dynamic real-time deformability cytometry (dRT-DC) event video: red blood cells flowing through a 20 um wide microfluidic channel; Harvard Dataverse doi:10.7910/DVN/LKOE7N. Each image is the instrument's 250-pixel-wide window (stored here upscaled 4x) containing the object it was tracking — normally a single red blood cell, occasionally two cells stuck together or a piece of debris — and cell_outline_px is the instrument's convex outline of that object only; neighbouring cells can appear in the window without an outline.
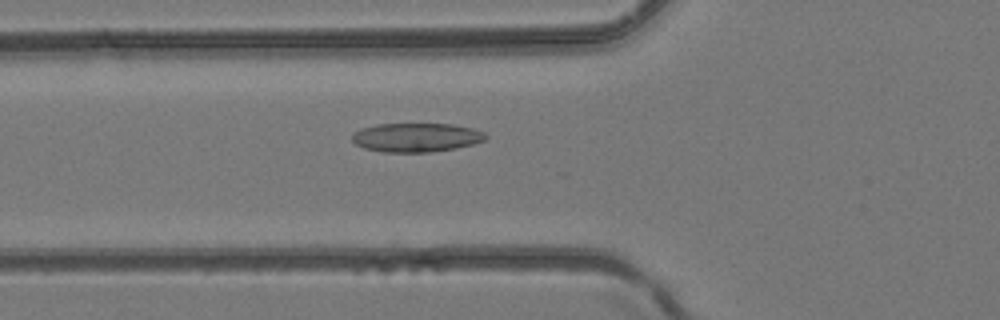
{"species": "common noctule bat (a hibernating species)", "species_latin": "Nyctalus noctula", "temperature_condition": "room temperature", "stored_images_in_passage": 42, "camera_frame_rate_fps": 3000, "um_per_image_px": 0.085, "animal": {"sex": "female", "body_mass_g": 24.6, "forearm_length_mm": 56.2}, "frame": {"image": 1, "passage_image": 16, "time_ms": 5.0, "image_size_px": [1000, 320], "cell_outline_px": [[488, 136], [484, 140], [472, 144], [456, 148], [432, 152], [384, 152], [364, 148], [356, 144], [352, 140], [352, 136], [360, 128], [376, 124], [452, 124], [472, 128], [484, 132]], "centroid_in_image_um": [35.38, 11.68], "position_along_channel_um": 90.4, "area_um2": 22.48}}
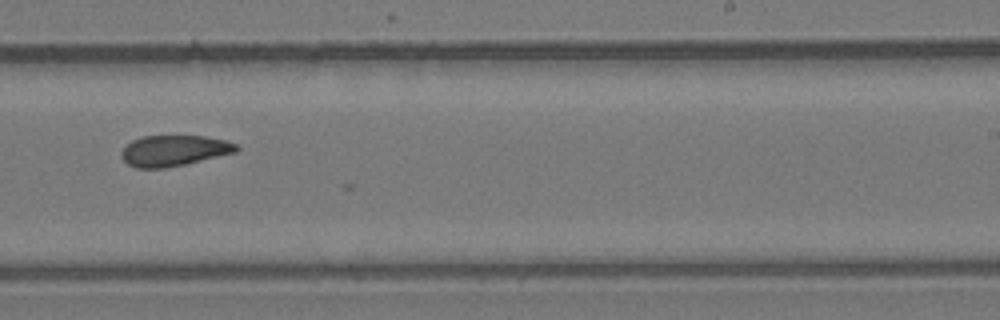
{"frame": {"image": 2, "passage_image": 27, "time_ms": 8.667, "image_size_px": [1000, 320], "cell_outline_px": [[240, 148], [236, 152], [184, 164], [164, 168], [136, 168], [128, 164], [120, 156], [120, 152], [132, 140], [140, 136], [204, 136], [224, 140], [236, 144]], "centroid_in_image_um": [14.76, 12.8], "position_along_channel_um": 274.2, "area_um2": 20.52}}
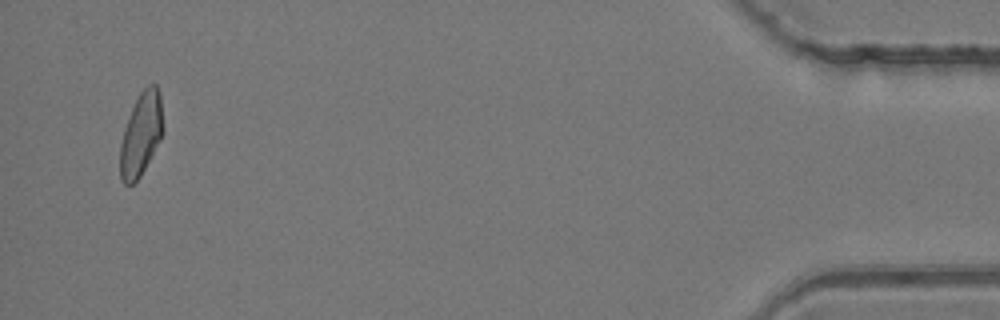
{"frame": {"image": 3, "passage_image": 41, "time_ms": 13.333, "image_size_px": [1000, 320], "cell_outline_px": [[164, 132], [160, 140], [140, 176], [132, 184], [124, 184], [120, 180], [120, 144], [124, 128], [132, 108], [140, 92], [148, 84], [156, 84], [160, 92], [164, 128]], "centroid_in_image_um": [12.0, 11.39], "position_along_channel_um": 423.2, "area_um2": 20.87}}